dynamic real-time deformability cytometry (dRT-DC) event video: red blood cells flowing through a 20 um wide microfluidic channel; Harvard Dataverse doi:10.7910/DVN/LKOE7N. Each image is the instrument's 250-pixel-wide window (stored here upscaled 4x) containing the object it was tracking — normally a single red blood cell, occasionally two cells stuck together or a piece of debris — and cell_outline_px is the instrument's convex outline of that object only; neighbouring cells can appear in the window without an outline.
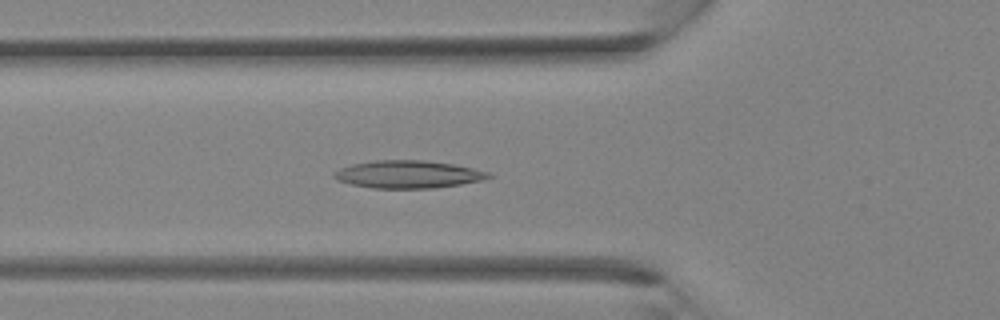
{"species": "Egyptian fruit bat (a non-hibernating species)", "species_latin": "Rousettus aegyptiacus", "temperature_condition": "room temperature", "stored_images_in_passage": 34, "camera_frame_rate_fps": 3000, "um_per_image_px": 0.085, "animal": {"sex": "female"}, "frame": {"image": 1, "passage_image": 12, "time_ms": 3.667, "image_size_px": [1000, 320], "cell_outline_px": [[492, 176], [484, 180], [460, 184], [432, 188], [372, 188], [352, 184], [336, 180], [332, 176], [332, 172], [340, 168], [352, 164], [376, 160], [424, 160], [452, 164], [472, 168], [488, 172]], "centroid_in_image_um": [34.65, 14.82], "position_along_channel_um": 91.2, "area_um2": 24.8}}
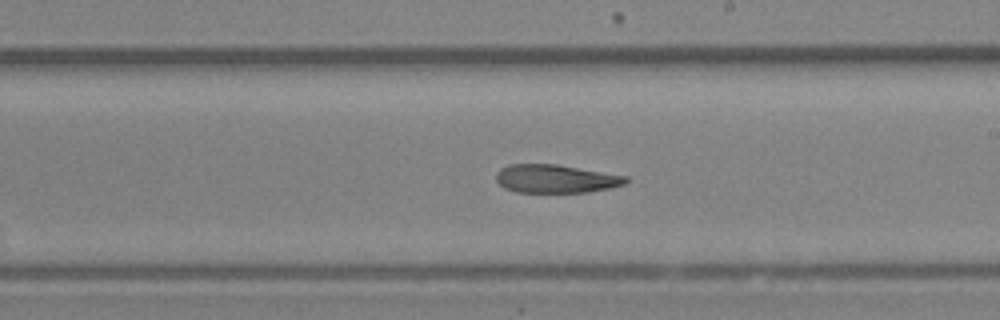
{"frame": {"image": 2, "passage_image": 20, "time_ms": 6.333, "image_size_px": [1000, 320], "cell_outline_px": [[628, 180], [624, 184], [612, 188], [588, 192], [516, 192], [504, 188], [496, 180], [496, 172], [500, 168], [508, 164], [556, 164], [628, 176]], "centroid_in_image_um": [47.23, 15.19], "position_along_channel_um": 241.8, "area_um2": 21.5}}
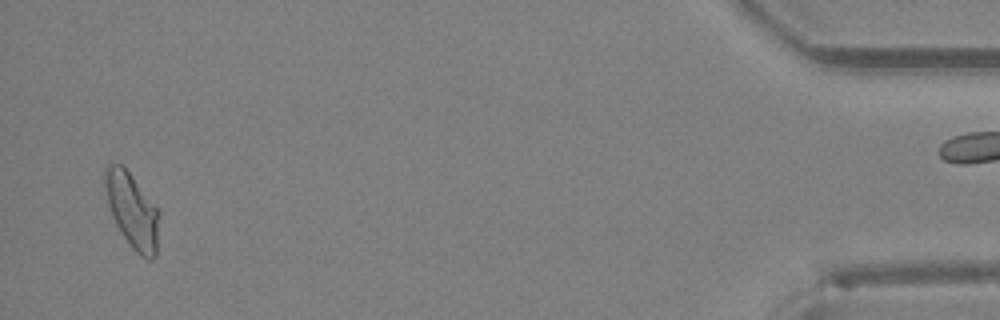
{"frame": {"image": 3, "passage_image": 34, "time_ms": 11.0, "image_size_px": [1000, 320], "cell_outline_px": [[160, 216], [156, 256], [152, 260], [148, 260], [136, 252], [132, 248], [116, 224], [112, 216], [108, 204], [104, 188], [104, 168], [108, 164], [124, 164], [160, 208]], "centroid_in_image_um": [11.27, 17.84], "position_along_channel_um": 423.9, "area_um2": 24.45}}